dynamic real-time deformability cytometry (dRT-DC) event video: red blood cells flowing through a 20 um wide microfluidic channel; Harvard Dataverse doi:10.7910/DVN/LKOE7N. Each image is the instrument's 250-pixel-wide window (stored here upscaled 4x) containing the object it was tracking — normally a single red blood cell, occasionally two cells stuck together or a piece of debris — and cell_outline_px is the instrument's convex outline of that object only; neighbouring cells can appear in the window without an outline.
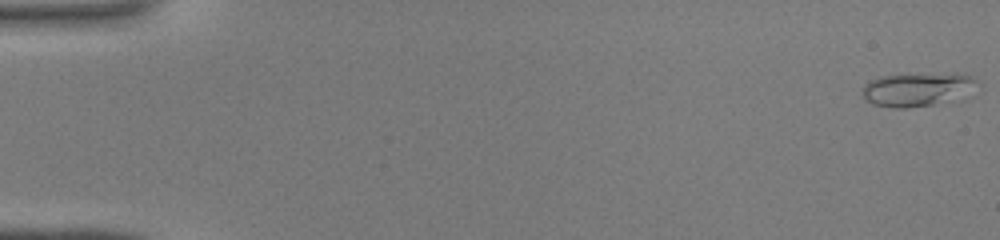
{"species": "common noctule bat (a hibernating species)", "species_latin": "Nyctalus noctula", "temperature_condition": "warm", "stored_images_in_passage": 45, "camera_frame_rate_fps": 3000, "um_per_image_px": 0.085, "animal": {"sex": "male", "body_mass_g": 19.0, "forearm_length_mm": 50.8}, "frame": {"image": 1, "passage_image": 1, "time_ms": 0.0, "image_size_px": [1000, 240], "cell_outline_px": [[980, 84], [972, 96], [932, 104], [908, 108], [892, 108], [872, 104], [864, 96], [864, 84], [868, 80], [884, 76], [952, 72], [956, 72], [972, 76], [980, 80]], "centroid_in_image_um": [78.14, 7.58], "position_along_channel_um": 6.9, "area_um2": 23.18}}
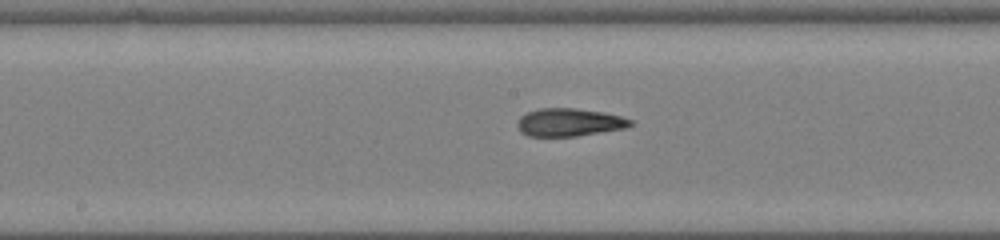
{"frame": {"image": 2, "passage_image": 24, "time_ms": 7.667, "image_size_px": [1000, 240], "cell_outline_px": [[632, 124], [624, 128], [576, 136], [528, 136], [520, 132], [516, 124], [520, 116], [528, 112], [540, 108], [576, 108], [604, 112], [620, 116], [632, 120]], "centroid_in_image_um": [48.34, 10.39], "position_along_channel_um": 199.9, "area_um2": 18.32}}
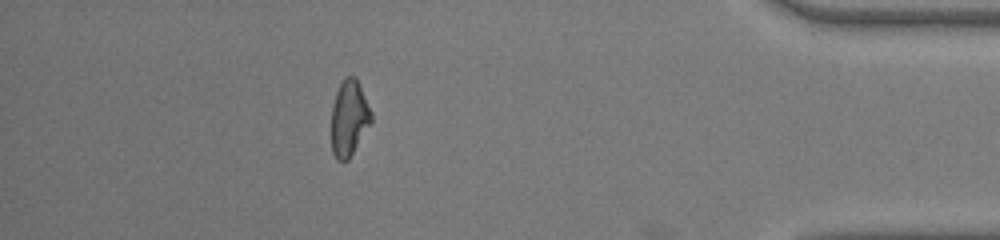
{"frame": {"image": 3, "passage_image": 40, "time_ms": 13.0, "image_size_px": [1000, 240], "cell_outline_px": [[372, 120], [348, 160], [336, 160], [332, 152], [332, 108], [336, 92], [344, 76], [356, 76], [372, 112]], "centroid_in_image_um": [29.67, 10.01], "position_along_channel_um": 405.5, "area_um2": 17.46}}